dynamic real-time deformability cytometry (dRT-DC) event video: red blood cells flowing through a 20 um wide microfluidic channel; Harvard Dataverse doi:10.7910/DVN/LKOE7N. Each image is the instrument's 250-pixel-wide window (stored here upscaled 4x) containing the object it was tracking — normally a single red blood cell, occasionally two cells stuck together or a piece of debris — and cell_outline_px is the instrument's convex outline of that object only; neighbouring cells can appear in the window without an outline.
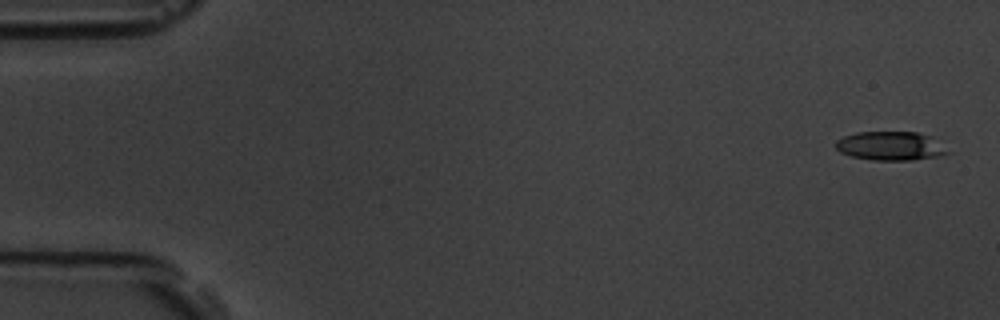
{"species": "common noctule bat (a hibernating species)", "species_latin": "Nyctalus noctula", "temperature_condition": "room temperature", "stored_images_in_passage": 11, "camera_frame_rate_fps": 3000, "um_per_image_px": 0.085, "animal": {"sex": "male", "body_mass_g": 19.5, "forearm_length_mm": 54.6}, "frame": {"image": 1, "passage_image": 1, "time_ms": 0.0, "image_size_px": [1000, 320], "cell_outline_px": [[952, 152], [940, 156], [912, 160], [872, 160], [852, 156], [840, 152], [836, 148], [836, 140], [844, 136], [856, 132], [916, 132], [932, 136]], "centroid_in_image_um": [75.73, 12.4], "position_along_channel_um": 9.3, "area_um2": 18.96}}
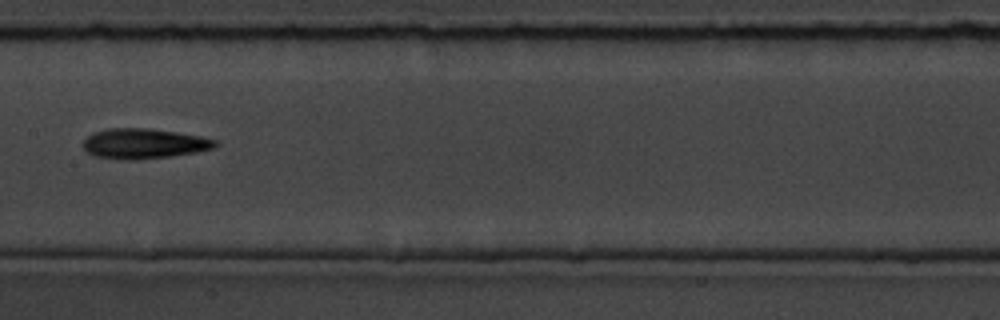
{"frame": {"image": 2, "passage_image": 8, "time_ms": 9.0, "image_size_px": [1000, 320], "cell_outline_px": [[216, 148], [196, 152], [168, 156], [96, 156], [88, 152], [84, 148], [84, 140], [92, 132], [108, 128], [148, 128], [176, 132], [200, 136], [216, 140]], "centroid_in_image_um": [12.28, 12.13], "position_along_channel_um": 195.1, "area_um2": 21.85}}
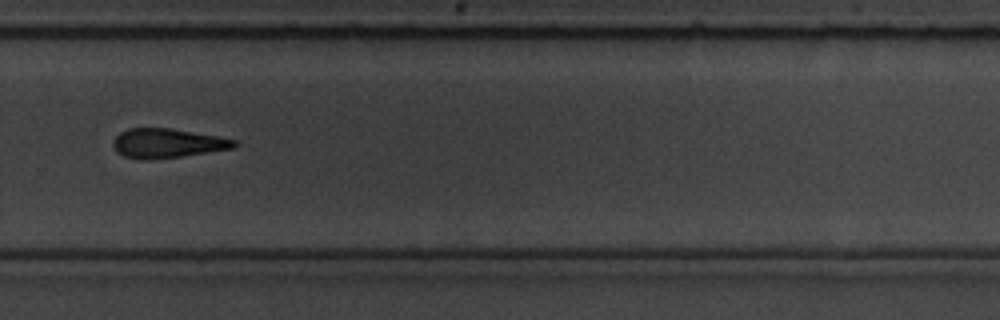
{"frame": {"image": 3, "passage_image": 11, "time_ms": 12.333, "image_size_px": [1000, 320], "cell_outline_px": [[240, 144], [232, 148], [180, 156], [148, 160], [140, 160], [124, 156], [116, 152], [112, 144], [112, 140], [120, 132], [128, 128], [168, 128], [216, 136], [236, 140]], "centroid_in_image_um": [14.16, 12.18], "position_along_channel_um": 315.6, "area_um2": 20.58}}